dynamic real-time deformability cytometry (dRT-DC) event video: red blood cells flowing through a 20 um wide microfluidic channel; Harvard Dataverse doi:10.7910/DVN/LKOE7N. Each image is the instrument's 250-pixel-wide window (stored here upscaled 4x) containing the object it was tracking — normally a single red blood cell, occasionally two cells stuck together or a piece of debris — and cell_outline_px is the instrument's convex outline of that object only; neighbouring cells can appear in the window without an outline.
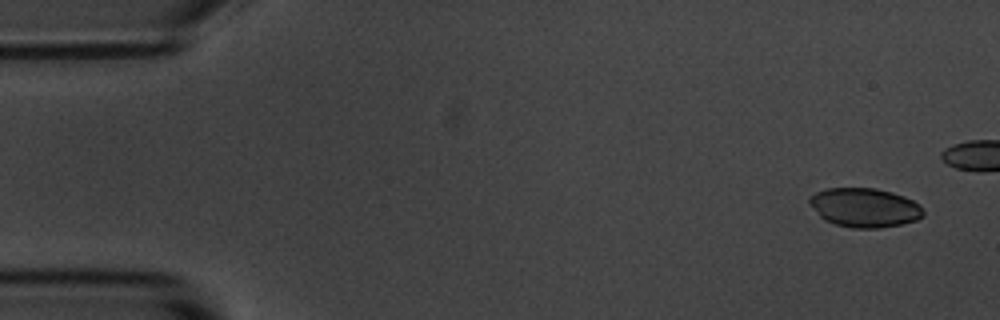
{"species": "common noctule bat (a hibernating species)", "species_latin": "Nyctalus noctula", "temperature_condition": "room temperature", "stored_images_in_passage": 7, "camera_frame_rate_fps": 3000, "um_per_image_px": 0.085, "animal": {"sex": "male", "body_mass_g": 20.1, "forearm_length_mm": 53.5}, "frame": {"image": 1, "passage_image": 1, "time_ms": 0.0, "image_size_px": [1000, 320], "cell_outline_px": [[924, 216], [916, 220], [900, 224], [880, 228], [852, 228], [836, 224], [824, 220], [808, 204], [808, 200], [816, 192], [824, 188], [876, 188], [892, 192], [904, 196], [912, 200], [924, 212]], "centroid_in_image_um": [73.46, 17.64], "position_along_channel_um": 11.5, "area_um2": 25.89}}
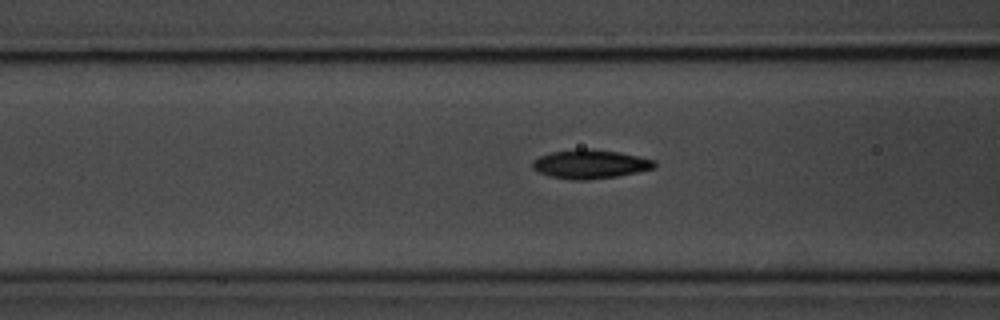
{"frame": {"image": 2, "passage_image": 7, "time_ms": 7.667, "image_size_px": [1000, 320], "cell_outline_px": [[656, 168], [616, 176], [588, 180], [572, 180], [552, 176], [540, 172], [532, 168], [532, 160], [540, 156], [552, 152], [580, 148], [592, 148], [620, 152], [656, 160]], "centroid_in_image_um": [50.19, 13.94], "position_along_channel_um": 116.4, "area_um2": 20.58}}